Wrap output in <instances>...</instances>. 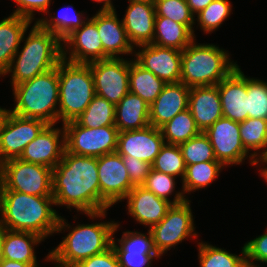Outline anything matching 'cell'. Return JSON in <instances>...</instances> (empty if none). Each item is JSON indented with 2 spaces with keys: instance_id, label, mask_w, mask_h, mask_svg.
I'll return each mask as SVG.
<instances>
[{
  "instance_id": "43",
  "label": "cell",
  "mask_w": 267,
  "mask_h": 267,
  "mask_svg": "<svg viewBox=\"0 0 267 267\" xmlns=\"http://www.w3.org/2000/svg\"><path fill=\"white\" fill-rule=\"evenodd\" d=\"M244 247L246 263L255 265L254 261H256V263L267 264V229L264 234L246 242Z\"/></svg>"
},
{
  "instance_id": "39",
  "label": "cell",
  "mask_w": 267,
  "mask_h": 267,
  "mask_svg": "<svg viewBox=\"0 0 267 267\" xmlns=\"http://www.w3.org/2000/svg\"><path fill=\"white\" fill-rule=\"evenodd\" d=\"M179 148L184 158L185 165H193L207 161H217L213 147L208 137L203 132L196 137L181 143Z\"/></svg>"
},
{
  "instance_id": "11",
  "label": "cell",
  "mask_w": 267,
  "mask_h": 267,
  "mask_svg": "<svg viewBox=\"0 0 267 267\" xmlns=\"http://www.w3.org/2000/svg\"><path fill=\"white\" fill-rule=\"evenodd\" d=\"M190 200L172 205L166 216L150 230L154 247L160 256L188 237L197 238Z\"/></svg>"
},
{
  "instance_id": "47",
  "label": "cell",
  "mask_w": 267,
  "mask_h": 267,
  "mask_svg": "<svg viewBox=\"0 0 267 267\" xmlns=\"http://www.w3.org/2000/svg\"><path fill=\"white\" fill-rule=\"evenodd\" d=\"M213 0H186L191 13L195 16L206 8Z\"/></svg>"
},
{
  "instance_id": "26",
  "label": "cell",
  "mask_w": 267,
  "mask_h": 267,
  "mask_svg": "<svg viewBox=\"0 0 267 267\" xmlns=\"http://www.w3.org/2000/svg\"><path fill=\"white\" fill-rule=\"evenodd\" d=\"M32 22L28 18L15 14L0 21V76L9 68Z\"/></svg>"
},
{
  "instance_id": "46",
  "label": "cell",
  "mask_w": 267,
  "mask_h": 267,
  "mask_svg": "<svg viewBox=\"0 0 267 267\" xmlns=\"http://www.w3.org/2000/svg\"><path fill=\"white\" fill-rule=\"evenodd\" d=\"M74 267H120L115 250L111 246L102 253L80 261Z\"/></svg>"
},
{
  "instance_id": "16",
  "label": "cell",
  "mask_w": 267,
  "mask_h": 267,
  "mask_svg": "<svg viewBox=\"0 0 267 267\" xmlns=\"http://www.w3.org/2000/svg\"><path fill=\"white\" fill-rule=\"evenodd\" d=\"M62 42L64 45L62 58L66 61L88 64L103 60L100 35L96 24L90 18L80 28L72 31Z\"/></svg>"
},
{
  "instance_id": "3",
  "label": "cell",
  "mask_w": 267,
  "mask_h": 267,
  "mask_svg": "<svg viewBox=\"0 0 267 267\" xmlns=\"http://www.w3.org/2000/svg\"><path fill=\"white\" fill-rule=\"evenodd\" d=\"M67 223L63 217H59L56 233L64 229L72 230L44 258L45 261L56 262L55 267H74L80 261L109 249L113 235L119 228V223L114 221L77 224L73 228Z\"/></svg>"
},
{
  "instance_id": "24",
  "label": "cell",
  "mask_w": 267,
  "mask_h": 267,
  "mask_svg": "<svg viewBox=\"0 0 267 267\" xmlns=\"http://www.w3.org/2000/svg\"><path fill=\"white\" fill-rule=\"evenodd\" d=\"M122 19L127 37L133 47L151 44L154 36V2H129Z\"/></svg>"
},
{
  "instance_id": "9",
  "label": "cell",
  "mask_w": 267,
  "mask_h": 267,
  "mask_svg": "<svg viewBox=\"0 0 267 267\" xmlns=\"http://www.w3.org/2000/svg\"><path fill=\"white\" fill-rule=\"evenodd\" d=\"M65 150L75 155L98 158L117 151L116 126L86 128L76 121L64 124Z\"/></svg>"
},
{
  "instance_id": "17",
  "label": "cell",
  "mask_w": 267,
  "mask_h": 267,
  "mask_svg": "<svg viewBox=\"0 0 267 267\" xmlns=\"http://www.w3.org/2000/svg\"><path fill=\"white\" fill-rule=\"evenodd\" d=\"M112 247L116 252L120 267H151L154 258H161L154 247L153 236L149 229L147 235L137 231H125L121 239Z\"/></svg>"
},
{
  "instance_id": "52",
  "label": "cell",
  "mask_w": 267,
  "mask_h": 267,
  "mask_svg": "<svg viewBox=\"0 0 267 267\" xmlns=\"http://www.w3.org/2000/svg\"><path fill=\"white\" fill-rule=\"evenodd\" d=\"M128 2H144V3H150V2H155V0H128Z\"/></svg>"
},
{
  "instance_id": "53",
  "label": "cell",
  "mask_w": 267,
  "mask_h": 267,
  "mask_svg": "<svg viewBox=\"0 0 267 267\" xmlns=\"http://www.w3.org/2000/svg\"><path fill=\"white\" fill-rule=\"evenodd\" d=\"M243 267H260V266H259V264L257 266V264L251 265V264L246 263Z\"/></svg>"
},
{
  "instance_id": "55",
  "label": "cell",
  "mask_w": 267,
  "mask_h": 267,
  "mask_svg": "<svg viewBox=\"0 0 267 267\" xmlns=\"http://www.w3.org/2000/svg\"><path fill=\"white\" fill-rule=\"evenodd\" d=\"M3 109H4V108H1V107H0V115H1V113H2V111H3Z\"/></svg>"
},
{
  "instance_id": "29",
  "label": "cell",
  "mask_w": 267,
  "mask_h": 267,
  "mask_svg": "<svg viewBox=\"0 0 267 267\" xmlns=\"http://www.w3.org/2000/svg\"><path fill=\"white\" fill-rule=\"evenodd\" d=\"M195 37L186 25L176 23L167 17H155L152 44L183 51Z\"/></svg>"
},
{
  "instance_id": "49",
  "label": "cell",
  "mask_w": 267,
  "mask_h": 267,
  "mask_svg": "<svg viewBox=\"0 0 267 267\" xmlns=\"http://www.w3.org/2000/svg\"><path fill=\"white\" fill-rule=\"evenodd\" d=\"M98 3H103V6L99 9V11H116V8L113 5L112 0H93Z\"/></svg>"
},
{
  "instance_id": "34",
  "label": "cell",
  "mask_w": 267,
  "mask_h": 267,
  "mask_svg": "<svg viewBox=\"0 0 267 267\" xmlns=\"http://www.w3.org/2000/svg\"><path fill=\"white\" fill-rule=\"evenodd\" d=\"M160 131L164 142L174 145H180L201 133L189 109L180 112L161 126Z\"/></svg>"
},
{
  "instance_id": "28",
  "label": "cell",
  "mask_w": 267,
  "mask_h": 267,
  "mask_svg": "<svg viewBox=\"0 0 267 267\" xmlns=\"http://www.w3.org/2000/svg\"><path fill=\"white\" fill-rule=\"evenodd\" d=\"M42 241L44 238L38 234L4 228L3 257L39 267L34 247Z\"/></svg>"
},
{
  "instance_id": "50",
  "label": "cell",
  "mask_w": 267,
  "mask_h": 267,
  "mask_svg": "<svg viewBox=\"0 0 267 267\" xmlns=\"http://www.w3.org/2000/svg\"><path fill=\"white\" fill-rule=\"evenodd\" d=\"M259 161H260V163H262V164L266 163V165H267V156L256 159L255 160V165H257L259 163ZM260 174L267 182V167L261 168L260 169Z\"/></svg>"
},
{
  "instance_id": "30",
  "label": "cell",
  "mask_w": 267,
  "mask_h": 267,
  "mask_svg": "<svg viewBox=\"0 0 267 267\" xmlns=\"http://www.w3.org/2000/svg\"><path fill=\"white\" fill-rule=\"evenodd\" d=\"M165 82L144 69L134 59L129 61V92L151 105L162 92Z\"/></svg>"
},
{
  "instance_id": "18",
  "label": "cell",
  "mask_w": 267,
  "mask_h": 267,
  "mask_svg": "<svg viewBox=\"0 0 267 267\" xmlns=\"http://www.w3.org/2000/svg\"><path fill=\"white\" fill-rule=\"evenodd\" d=\"M164 144L160 128L148 125L142 129L119 132L116 152L152 165Z\"/></svg>"
},
{
  "instance_id": "48",
  "label": "cell",
  "mask_w": 267,
  "mask_h": 267,
  "mask_svg": "<svg viewBox=\"0 0 267 267\" xmlns=\"http://www.w3.org/2000/svg\"><path fill=\"white\" fill-rule=\"evenodd\" d=\"M0 267H34V266L32 264H26L19 261L3 259L0 262Z\"/></svg>"
},
{
  "instance_id": "44",
  "label": "cell",
  "mask_w": 267,
  "mask_h": 267,
  "mask_svg": "<svg viewBox=\"0 0 267 267\" xmlns=\"http://www.w3.org/2000/svg\"><path fill=\"white\" fill-rule=\"evenodd\" d=\"M122 160L129 174L131 183L134 186H141L152 168L151 164L129 155L122 156Z\"/></svg>"
},
{
  "instance_id": "12",
  "label": "cell",
  "mask_w": 267,
  "mask_h": 267,
  "mask_svg": "<svg viewBox=\"0 0 267 267\" xmlns=\"http://www.w3.org/2000/svg\"><path fill=\"white\" fill-rule=\"evenodd\" d=\"M97 169L100 184V211L108 210L122 200L134 185L117 152L108 153L97 158Z\"/></svg>"
},
{
  "instance_id": "36",
  "label": "cell",
  "mask_w": 267,
  "mask_h": 267,
  "mask_svg": "<svg viewBox=\"0 0 267 267\" xmlns=\"http://www.w3.org/2000/svg\"><path fill=\"white\" fill-rule=\"evenodd\" d=\"M198 250L200 267H243L246 264L244 246L241 255L232 254L224 248L212 246L206 242H199Z\"/></svg>"
},
{
  "instance_id": "42",
  "label": "cell",
  "mask_w": 267,
  "mask_h": 267,
  "mask_svg": "<svg viewBox=\"0 0 267 267\" xmlns=\"http://www.w3.org/2000/svg\"><path fill=\"white\" fill-rule=\"evenodd\" d=\"M248 118L267 120V82L247 77Z\"/></svg>"
},
{
  "instance_id": "6",
  "label": "cell",
  "mask_w": 267,
  "mask_h": 267,
  "mask_svg": "<svg viewBox=\"0 0 267 267\" xmlns=\"http://www.w3.org/2000/svg\"><path fill=\"white\" fill-rule=\"evenodd\" d=\"M195 40L182 51L180 82L189 88L218 85L238 65L225 49Z\"/></svg>"
},
{
  "instance_id": "35",
  "label": "cell",
  "mask_w": 267,
  "mask_h": 267,
  "mask_svg": "<svg viewBox=\"0 0 267 267\" xmlns=\"http://www.w3.org/2000/svg\"><path fill=\"white\" fill-rule=\"evenodd\" d=\"M76 122L86 128L115 126V105L105 98L95 95Z\"/></svg>"
},
{
  "instance_id": "4",
  "label": "cell",
  "mask_w": 267,
  "mask_h": 267,
  "mask_svg": "<svg viewBox=\"0 0 267 267\" xmlns=\"http://www.w3.org/2000/svg\"><path fill=\"white\" fill-rule=\"evenodd\" d=\"M25 39V40H24ZM22 41L24 46L16 52L9 68L2 75L11 74V86L30 80L59 64L62 58V41L34 22L29 34Z\"/></svg>"
},
{
  "instance_id": "5",
  "label": "cell",
  "mask_w": 267,
  "mask_h": 267,
  "mask_svg": "<svg viewBox=\"0 0 267 267\" xmlns=\"http://www.w3.org/2000/svg\"><path fill=\"white\" fill-rule=\"evenodd\" d=\"M16 105L10 112L36 118L47 124L58 122L59 76L57 67L13 87Z\"/></svg>"
},
{
  "instance_id": "25",
  "label": "cell",
  "mask_w": 267,
  "mask_h": 267,
  "mask_svg": "<svg viewBox=\"0 0 267 267\" xmlns=\"http://www.w3.org/2000/svg\"><path fill=\"white\" fill-rule=\"evenodd\" d=\"M188 109L198 129L204 133L223 116L218 86L190 88Z\"/></svg>"
},
{
  "instance_id": "20",
  "label": "cell",
  "mask_w": 267,
  "mask_h": 267,
  "mask_svg": "<svg viewBox=\"0 0 267 267\" xmlns=\"http://www.w3.org/2000/svg\"><path fill=\"white\" fill-rule=\"evenodd\" d=\"M90 19L96 24L100 35L103 45V60L122 58L124 54H134V47L127 37L122 19H118L116 11H98Z\"/></svg>"
},
{
  "instance_id": "51",
  "label": "cell",
  "mask_w": 267,
  "mask_h": 267,
  "mask_svg": "<svg viewBox=\"0 0 267 267\" xmlns=\"http://www.w3.org/2000/svg\"><path fill=\"white\" fill-rule=\"evenodd\" d=\"M3 243H4V227L0 224V262L4 259Z\"/></svg>"
},
{
  "instance_id": "15",
  "label": "cell",
  "mask_w": 267,
  "mask_h": 267,
  "mask_svg": "<svg viewBox=\"0 0 267 267\" xmlns=\"http://www.w3.org/2000/svg\"><path fill=\"white\" fill-rule=\"evenodd\" d=\"M134 60L144 69L151 71L155 76L165 83L180 82L181 79V57L182 51L160 47L155 44L136 46Z\"/></svg>"
},
{
  "instance_id": "33",
  "label": "cell",
  "mask_w": 267,
  "mask_h": 267,
  "mask_svg": "<svg viewBox=\"0 0 267 267\" xmlns=\"http://www.w3.org/2000/svg\"><path fill=\"white\" fill-rule=\"evenodd\" d=\"M87 20L88 17H83V13L80 11H74L71 4L61 8L57 16H49V20L46 17L41 18L36 22L43 29L50 31L62 41L72 31L80 28Z\"/></svg>"
},
{
  "instance_id": "32",
  "label": "cell",
  "mask_w": 267,
  "mask_h": 267,
  "mask_svg": "<svg viewBox=\"0 0 267 267\" xmlns=\"http://www.w3.org/2000/svg\"><path fill=\"white\" fill-rule=\"evenodd\" d=\"M225 166L219 161H207L186 165L185 176L182 180V191L185 194L195 192L196 190L205 189L211 185L220 175V171Z\"/></svg>"
},
{
  "instance_id": "40",
  "label": "cell",
  "mask_w": 267,
  "mask_h": 267,
  "mask_svg": "<svg viewBox=\"0 0 267 267\" xmlns=\"http://www.w3.org/2000/svg\"><path fill=\"white\" fill-rule=\"evenodd\" d=\"M231 12L232 5L229 0H213L197 14V22L204 33L210 34L222 25Z\"/></svg>"
},
{
  "instance_id": "10",
  "label": "cell",
  "mask_w": 267,
  "mask_h": 267,
  "mask_svg": "<svg viewBox=\"0 0 267 267\" xmlns=\"http://www.w3.org/2000/svg\"><path fill=\"white\" fill-rule=\"evenodd\" d=\"M47 125L41 119L21 117L4 108L0 115V164L19 158Z\"/></svg>"
},
{
  "instance_id": "19",
  "label": "cell",
  "mask_w": 267,
  "mask_h": 267,
  "mask_svg": "<svg viewBox=\"0 0 267 267\" xmlns=\"http://www.w3.org/2000/svg\"><path fill=\"white\" fill-rule=\"evenodd\" d=\"M54 126V124H48L42 132L25 147L19 159L54 169L61 161L65 151L64 125H62V129H59V127L54 128Z\"/></svg>"
},
{
  "instance_id": "13",
  "label": "cell",
  "mask_w": 267,
  "mask_h": 267,
  "mask_svg": "<svg viewBox=\"0 0 267 267\" xmlns=\"http://www.w3.org/2000/svg\"><path fill=\"white\" fill-rule=\"evenodd\" d=\"M204 134L213 147L216 160L224 166L240 165L247 157L250 159V164L255 165L256 159L252 156V152L249 153L242 144L239 122L222 116Z\"/></svg>"
},
{
  "instance_id": "1",
  "label": "cell",
  "mask_w": 267,
  "mask_h": 267,
  "mask_svg": "<svg viewBox=\"0 0 267 267\" xmlns=\"http://www.w3.org/2000/svg\"><path fill=\"white\" fill-rule=\"evenodd\" d=\"M52 195L55 206L74 208L89 218L106 217L107 209L100 211V184L97 158L63 153L53 169Z\"/></svg>"
},
{
  "instance_id": "41",
  "label": "cell",
  "mask_w": 267,
  "mask_h": 267,
  "mask_svg": "<svg viewBox=\"0 0 267 267\" xmlns=\"http://www.w3.org/2000/svg\"><path fill=\"white\" fill-rule=\"evenodd\" d=\"M154 4L156 16L167 17L176 23L184 24L194 33L196 18L186 0H155Z\"/></svg>"
},
{
  "instance_id": "14",
  "label": "cell",
  "mask_w": 267,
  "mask_h": 267,
  "mask_svg": "<svg viewBox=\"0 0 267 267\" xmlns=\"http://www.w3.org/2000/svg\"><path fill=\"white\" fill-rule=\"evenodd\" d=\"M94 79L95 93L115 106L129 92V60L108 58L88 63Z\"/></svg>"
},
{
  "instance_id": "45",
  "label": "cell",
  "mask_w": 267,
  "mask_h": 267,
  "mask_svg": "<svg viewBox=\"0 0 267 267\" xmlns=\"http://www.w3.org/2000/svg\"><path fill=\"white\" fill-rule=\"evenodd\" d=\"M51 0H14L16 2V10L12 14L25 17L33 21L34 13L36 11L44 12L49 14V8L51 5Z\"/></svg>"
},
{
  "instance_id": "31",
  "label": "cell",
  "mask_w": 267,
  "mask_h": 267,
  "mask_svg": "<svg viewBox=\"0 0 267 267\" xmlns=\"http://www.w3.org/2000/svg\"><path fill=\"white\" fill-rule=\"evenodd\" d=\"M239 127L244 148L248 152L254 151L252 156L255 159L266 157L267 120L261 118H247L245 121L239 122Z\"/></svg>"
},
{
  "instance_id": "2",
  "label": "cell",
  "mask_w": 267,
  "mask_h": 267,
  "mask_svg": "<svg viewBox=\"0 0 267 267\" xmlns=\"http://www.w3.org/2000/svg\"><path fill=\"white\" fill-rule=\"evenodd\" d=\"M53 196L0 190V224L7 230L32 232L42 238L56 233L59 214Z\"/></svg>"
},
{
  "instance_id": "23",
  "label": "cell",
  "mask_w": 267,
  "mask_h": 267,
  "mask_svg": "<svg viewBox=\"0 0 267 267\" xmlns=\"http://www.w3.org/2000/svg\"><path fill=\"white\" fill-rule=\"evenodd\" d=\"M190 88L182 82L166 83L150 105L149 122L160 128L180 112L188 109Z\"/></svg>"
},
{
  "instance_id": "37",
  "label": "cell",
  "mask_w": 267,
  "mask_h": 267,
  "mask_svg": "<svg viewBox=\"0 0 267 267\" xmlns=\"http://www.w3.org/2000/svg\"><path fill=\"white\" fill-rule=\"evenodd\" d=\"M176 177L156 171L151 168L145 182L141 185L146 190L153 192L157 197L169 201L172 205L185 202L188 198L184 192H176L173 200L171 201L169 195H172L175 189Z\"/></svg>"
},
{
  "instance_id": "22",
  "label": "cell",
  "mask_w": 267,
  "mask_h": 267,
  "mask_svg": "<svg viewBox=\"0 0 267 267\" xmlns=\"http://www.w3.org/2000/svg\"><path fill=\"white\" fill-rule=\"evenodd\" d=\"M124 200H127V214L149 229L158 224L172 206L169 201L157 197L143 186H134Z\"/></svg>"
},
{
  "instance_id": "54",
  "label": "cell",
  "mask_w": 267,
  "mask_h": 267,
  "mask_svg": "<svg viewBox=\"0 0 267 267\" xmlns=\"http://www.w3.org/2000/svg\"><path fill=\"white\" fill-rule=\"evenodd\" d=\"M1 185H2V182H1V166H0V190H1Z\"/></svg>"
},
{
  "instance_id": "7",
  "label": "cell",
  "mask_w": 267,
  "mask_h": 267,
  "mask_svg": "<svg viewBox=\"0 0 267 267\" xmlns=\"http://www.w3.org/2000/svg\"><path fill=\"white\" fill-rule=\"evenodd\" d=\"M59 76L58 121L64 125L77 118L88 107L95 93L94 79L89 64L62 59L57 65Z\"/></svg>"
},
{
  "instance_id": "21",
  "label": "cell",
  "mask_w": 267,
  "mask_h": 267,
  "mask_svg": "<svg viewBox=\"0 0 267 267\" xmlns=\"http://www.w3.org/2000/svg\"><path fill=\"white\" fill-rule=\"evenodd\" d=\"M223 117L242 122L248 118L247 76L239 65L218 85Z\"/></svg>"
},
{
  "instance_id": "27",
  "label": "cell",
  "mask_w": 267,
  "mask_h": 267,
  "mask_svg": "<svg viewBox=\"0 0 267 267\" xmlns=\"http://www.w3.org/2000/svg\"><path fill=\"white\" fill-rule=\"evenodd\" d=\"M150 106L138 95L128 92L115 106V126L119 132L150 125Z\"/></svg>"
},
{
  "instance_id": "8",
  "label": "cell",
  "mask_w": 267,
  "mask_h": 267,
  "mask_svg": "<svg viewBox=\"0 0 267 267\" xmlns=\"http://www.w3.org/2000/svg\"><path fill=\"white\" fill-rule=\"evenodd\" d=\"M1 190H11L35 196H53V169L19 158L0 164Z\"/></svg>"
},
{
  "instance_id": "38",
  "label": "cell",
  "mask_w": 267,
  "mask_h": 267,
  "mask_svg": "<svg viewBox=\"0 0 267 267\" xmlns=\"http://www.w3.org/2000/svg\"><path fill=\"white\" fill-rule=\"evenodd\" d=\"M152 169L183 180L186 165L179 145L165 143L151 165Z\"/></svg>"
}]
</instances>
